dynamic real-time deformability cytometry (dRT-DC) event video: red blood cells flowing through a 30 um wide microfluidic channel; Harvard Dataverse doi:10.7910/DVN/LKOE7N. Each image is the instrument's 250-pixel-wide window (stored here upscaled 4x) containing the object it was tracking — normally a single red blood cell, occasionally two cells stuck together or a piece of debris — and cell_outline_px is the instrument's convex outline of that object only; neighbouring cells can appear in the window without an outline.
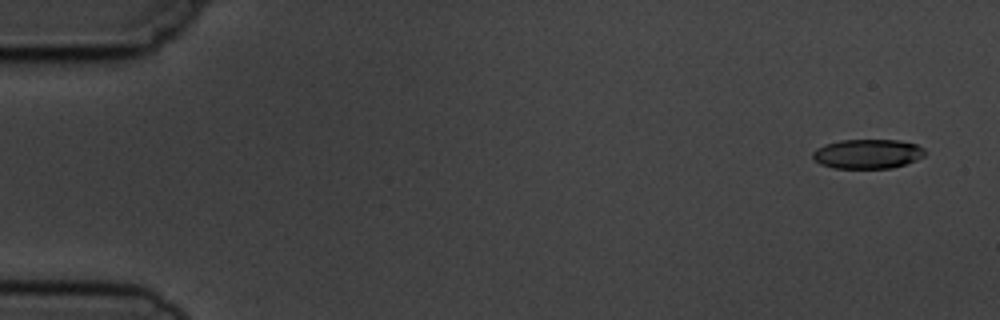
{"species": "common noctule bat (a hibernating species)", "species_latin": "Nyctalus noctula", "temperature_condition": "cold", "stored_images_in_passage": 5, "camera_frame_rate_fps": 3000, "um_per_image_px": 0.085, "animal": {"sex": "male", "body_mass_g": 19.5, "forearm_length_mm": 54.6}, "frame": {"image": 1, "passage_image": 1, "time_ms": 0.0, "image_size_px": [1000, 320], "cell_outline_px": [[924, 156], [916, 160], [892, 168], [832, 168], [820, 164], [812, 156], [812, 152], [816, 148], [824, 144], [840, 140], [900, 140], [916, 144], [924, 148]], "centroid_in_image_um": [73.72, 13.07], "position_along_channel_um": 11.3, "area_um2": 19.31}}